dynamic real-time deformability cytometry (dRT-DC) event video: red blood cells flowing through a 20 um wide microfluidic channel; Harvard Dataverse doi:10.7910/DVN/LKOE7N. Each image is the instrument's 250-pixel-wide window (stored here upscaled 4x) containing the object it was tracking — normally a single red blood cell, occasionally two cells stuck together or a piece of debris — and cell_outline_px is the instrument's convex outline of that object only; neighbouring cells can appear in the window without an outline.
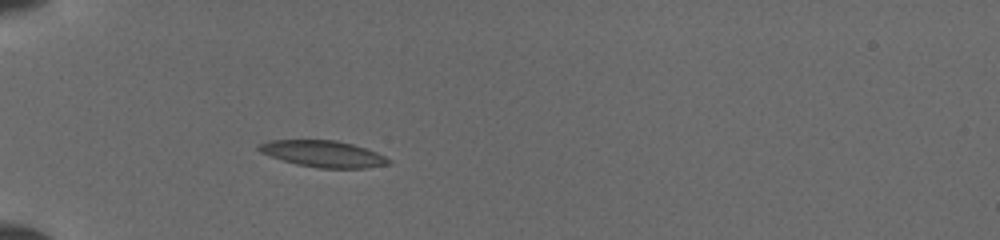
{"species": "common noctule bat (a hibernating species)", "species_latin": "Nyctalus noctula", "temperature_condition": "cold", "stored_images_in_passage": 4, "camera_frame_rate_fps": 3000, "um_per_image_px": 0.085, "animal": {"sex": "female", "body_mass_g": 19.5, "forearm_length_mm": 54.1}, "frame": {"image": 1, "passage_image": 4, "time_ms": 2.667, "image_size_px": [1000, 240], "cell_outline_px": [[392, 164], [364, 168], [320, 168], [296, 164], [260, 152], [256, 148], [260, 144], [268, 140], [336, 140], [352, 144], [376, 152], [392, 160]], "centroid_in_image_um": [27.49, 13.08], "position_along_channel_um": 57.5, "area_um2": 19.88}}